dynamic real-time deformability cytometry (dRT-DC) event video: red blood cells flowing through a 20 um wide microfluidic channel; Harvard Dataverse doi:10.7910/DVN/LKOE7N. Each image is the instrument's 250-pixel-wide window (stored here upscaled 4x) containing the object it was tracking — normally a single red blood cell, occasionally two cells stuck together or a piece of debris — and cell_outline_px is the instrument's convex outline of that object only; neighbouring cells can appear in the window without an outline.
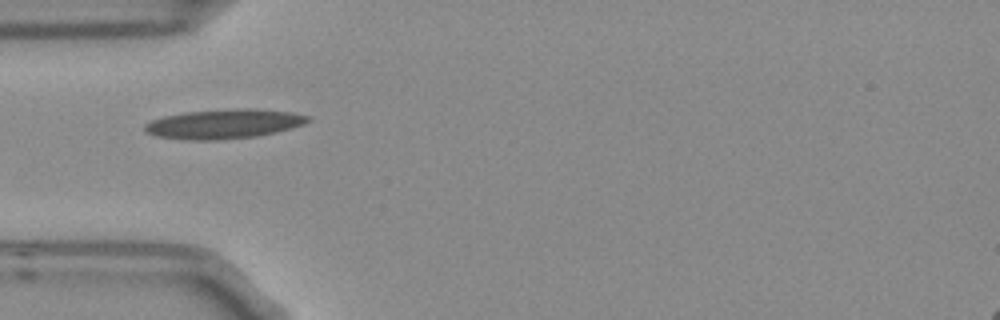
{"species": "Egyptian fruit bat (a non-hibernating species)", "species_latin": "Rousettus aegyptiacus", "temperature_condition": "room temperature", "stored_images_in_passage": 7, "camera_frame_rate_fps": 3000, "um_per_image_px": 0.085, "frame": {"image": 1, "passage_image": 4, "time_ms": 1.0, "image_size_px": [1000, 320], "cell_outline_px": [[312, 120], [304, 124], [292, 128], [276, 132], [256, 136], [216, 140], [188, 140], [156, 136], [148, 132], [144, 128], [144, 124], [152, 120], [164, 116], [184, 112], [236, 108], [256, 108], [292, 112], [312, 116]], "centroid_in_image_um": [19.09, 10.52], "position_along_channel_um": 65.9, "area_um2": 28.21}}
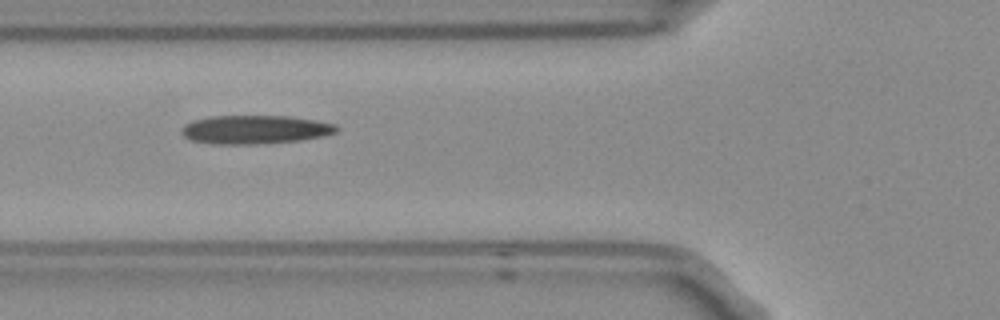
{"frame": {"image": 2, "passage_image": 5, "time_ms": 1.333, "image_size_px": [1000, 320], "cell_outline_px": [[340, 128], [336, 132], [324, 136], [300, 140], [256, 144], [212, 144], [188, 140], [180, 132], [180, 128], [184, 124], [192, 120], [212, 116], [292, 116], [316, 120], [336, 124]], "centroid_in_image_um": [21.65, 11.01], "position_along_channel_um": 104.1, "area_um2": 26.18}}